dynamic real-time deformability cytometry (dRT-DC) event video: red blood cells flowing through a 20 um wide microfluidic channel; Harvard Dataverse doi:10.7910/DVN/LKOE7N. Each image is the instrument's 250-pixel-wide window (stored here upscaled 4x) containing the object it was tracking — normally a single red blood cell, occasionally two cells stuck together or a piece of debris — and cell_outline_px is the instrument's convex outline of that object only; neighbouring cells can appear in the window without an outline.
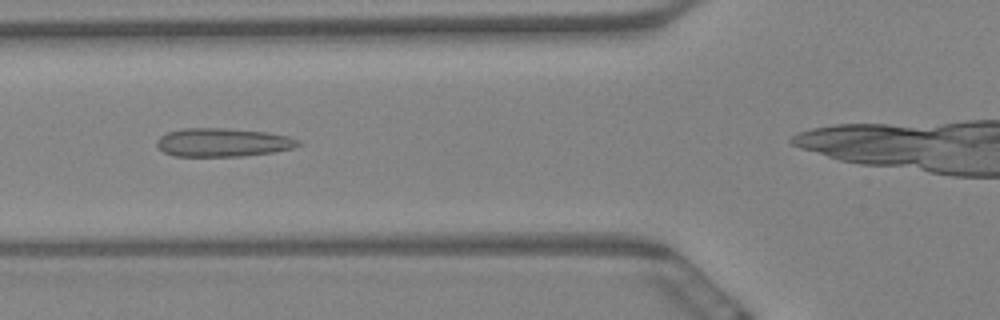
{"species": "Egyptian fruit bat (a non-hibernating species)", "species_latin": "Rousettus aegyptiacus", "temperature_condition": "warm", "stored_images_in_passage": 8, "camera_frame_rate_fps": 3000, "um_per_image_px": 0.085, "animal": {"sex": "female"}, "frame": {"image": 1, "passage_image": 3, "time_ms": 0.667, "image_size_px": [1000, 320], "cell_outline_px": [[304, 144], [292, 148], [272, 152], [244, 156], [172, 156], [164, 152], [156, 144], [156, 140], [160, 136], [168, 132], [184, 128], [224, 128], [264, 132], [288, 136], [300, 140]], "centroid_in_image_um": [18.94, 12.11], "position_along_channel_um": 106.9, "area_um2": 23.47}}
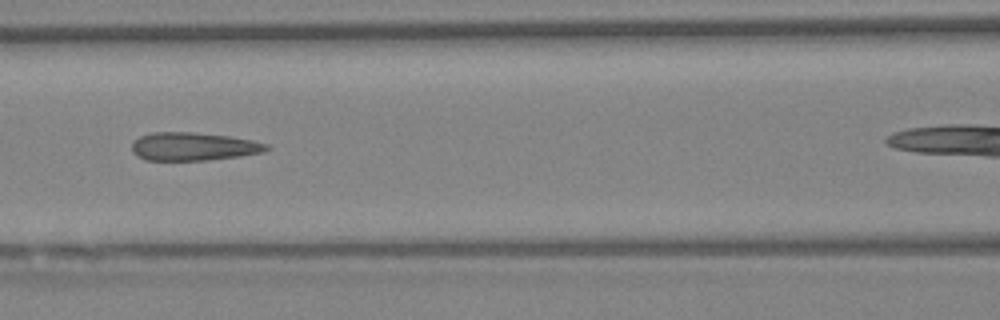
{"frame": {"image": 2, "passage_image": 4, "time_ms": 1.0, "image_size_px": [1000, 320], "cell_outline_px": [[268, 148], [260, 152], [240, 156], [208, 160], [144, 160], [136, 156], [132, 152], [132, 140], [140, 136], [152, 132], [192, 132], [228, 136], [252, 140], [268, 144]], "centroid_in_image_um": [16.36, 12.45], "position_along_channel_um": 150.2, "area_um2": 22.08}}
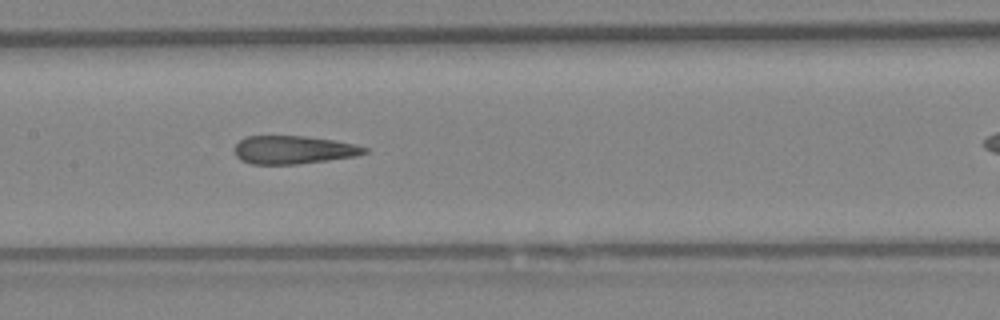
{"frame": {"image": 3, "passage_image": 5, "time_ms": 1.333, "image_size_px": [1000, 320], "cell_outline_px": [[368, 152], [356, 156], [328, 160], [296, 164], [252, 164], [240, 160], [236, 156], [236, 144], [244, 136], [304, 136], [332, 140], [356, 144], [368, 148]], "centroid_in_image_um": [24.95, 12.73], "position_along_channel_um": 182.4, "area_um2": 21.27}}